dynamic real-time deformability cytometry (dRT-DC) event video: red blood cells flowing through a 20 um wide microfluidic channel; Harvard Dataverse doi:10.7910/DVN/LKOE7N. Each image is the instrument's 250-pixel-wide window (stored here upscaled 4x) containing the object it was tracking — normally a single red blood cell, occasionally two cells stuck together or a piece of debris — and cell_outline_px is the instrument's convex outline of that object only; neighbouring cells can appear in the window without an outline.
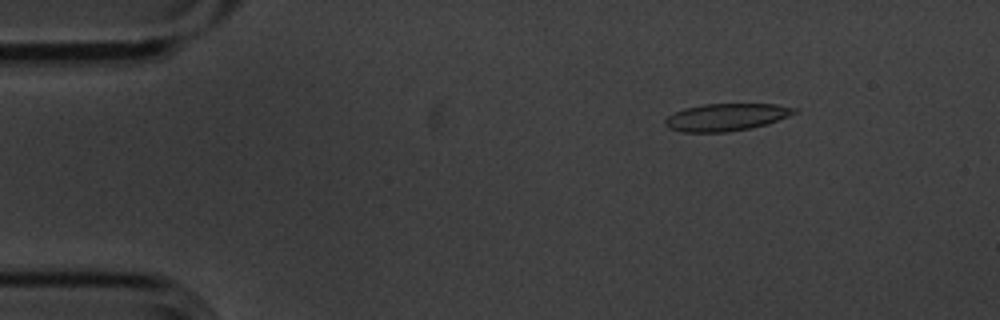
{"species": "common noctule bat (a hibernating species)", "species_latin": "Nyctalus noctula", "temperature_condition": "cold", "stored_images_in_passage": 6, "camera_frame_rate_fps": 3000, "um_per_image_px": 0.085, "animal": {"sex": "male", "body_mass_g": 20.1, "forearm_length_mm": 53.5}, "frame": {"image": 1, "passage_image": 3, "time_ms": 0.667, "image_size_px": [1000, 320], "cell_outline_px": [[796, 112], [788, 116], [764, 124], [748, 128], [728, 132], [684, 132], [668, 128], [664, 124], [664, 120], [668, 116], [684, 108], [704, 104], [776, 104], [796, 108]], "centroid_in_image_um": [61.67, 9.95], "position_along_channel_um": 23.3, "area_um2": 20.29}}
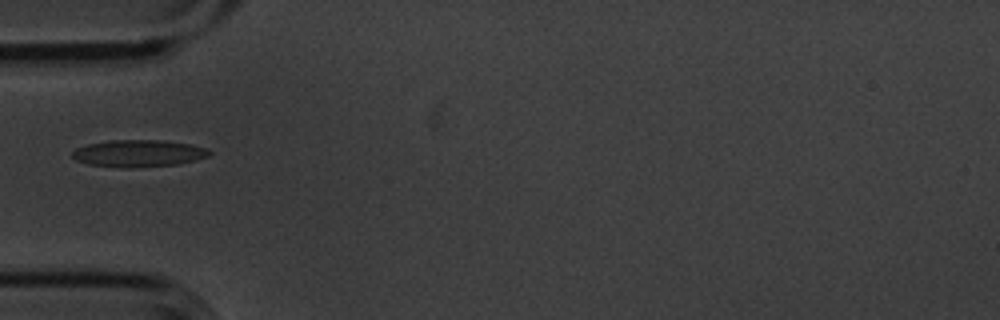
{"frame": {"image": 2, "passage_image": 6, "time_ms": 1.667, "image_size_px": [1000, 320], "cell_outline_px": [[212, 152], [208, 156], [196, 160], [176, 164], [132, 168], [120, 168], [88, 164], [76, 160], [72, 156], [72, 152], [76, 148], [88, 144], [108, 140], [164, 140], [192, 144], [208, 148]], "centroid_in_image_um": [11.79, 13.03], "position_along_channel_um": 73.2, "area_um2": 21.79}}